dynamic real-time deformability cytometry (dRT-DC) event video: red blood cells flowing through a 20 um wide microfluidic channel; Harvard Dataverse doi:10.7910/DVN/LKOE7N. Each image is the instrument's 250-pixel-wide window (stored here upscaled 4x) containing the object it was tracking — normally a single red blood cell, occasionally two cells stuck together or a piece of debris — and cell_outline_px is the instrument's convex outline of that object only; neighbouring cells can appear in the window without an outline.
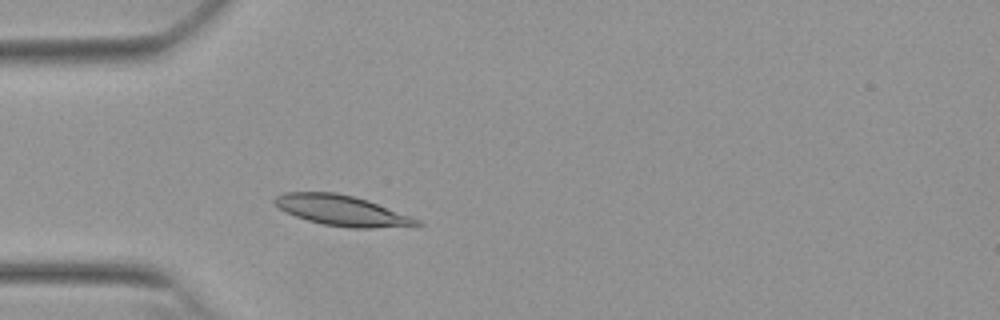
{"species": "Egyptian fruit bat (a non-hibernating species)", "species_latin": "Rousettus aegyptiacus", "temperature_condition": "warm", "stored_images_in_passage": 42, "camera_frame_rate_fps": 3000, "um_per_image_px": 0.085, "animal": {"sex": "female"}, "frame": {"image": 1, "passage_image": 4, "time_ms": 1.0, "image_size_px": [1000, 320], "cell_outline_px": [[424, 224], [416, 228], [348, 228], [324, 224], [308, 220], [296, 216], [272, 204], [272, 200], [276, 196], [284, 192], [336, 192], [368, 200], [412, 216], [420, 220]], "centroid_in_image_um": [29.18, 17.92], "position_along_channel_um": 55.8, "area_um2": 25.72}}
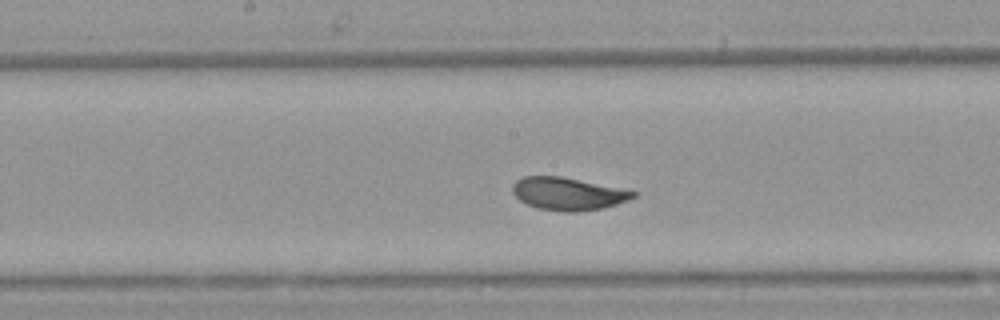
{"frame": {"image": 2, "passage_image": 16, "time_ms": 5.0, "image_size_px": [1000, 320], "cell_outline_px": [[636, 196], [628, 200], [604, 208], [576, 212], [564, 212], [536, 208], [520, 200], [512, 192], [512, 184], [516, 180], [524, 176], [560, 176], [636, 192]], "centroid_in_image_um": [48.22, 16.48], "position_along_channel_um": 200.0, "area_um2": 22.72}}
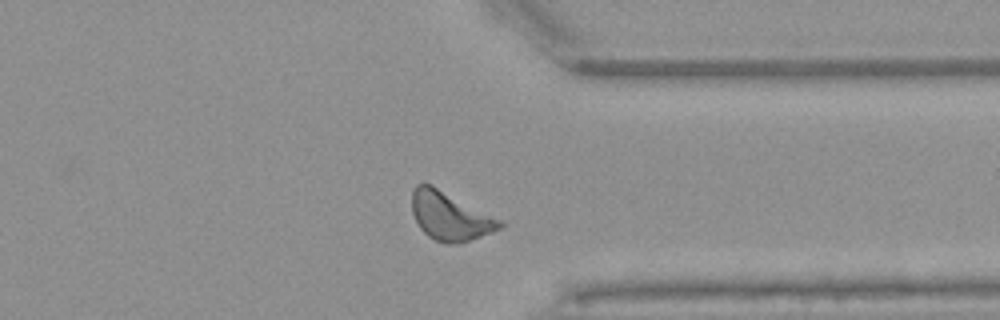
{"frame": {"image": 3, "passage_image": 30, "time_ms": 9.667, "image_size_px": [1000, 320], "cell_outline_px": [[504, 228], [456, 244], [448, 244], [436, 240], [428, 236], [420, 228], [412, 212], [412, 192], [416, 184], [432, 184], [504, 220]], "centroid_in_image_um": [38.29, 18.35], "position_along_channel_um": 373.1, "area_um2": 25.03}, "authors_computed_cell_mechanics": {"area_um2": 23.4668, "velocity_mm_per_s": 3.7792, "shape_relaxation_time_tau1_ms": 2.6552, "shape_relaxation_time_tau2_ms": null, "deformation_change_tau1": 0.12, "deformation_change_tau2": null}}